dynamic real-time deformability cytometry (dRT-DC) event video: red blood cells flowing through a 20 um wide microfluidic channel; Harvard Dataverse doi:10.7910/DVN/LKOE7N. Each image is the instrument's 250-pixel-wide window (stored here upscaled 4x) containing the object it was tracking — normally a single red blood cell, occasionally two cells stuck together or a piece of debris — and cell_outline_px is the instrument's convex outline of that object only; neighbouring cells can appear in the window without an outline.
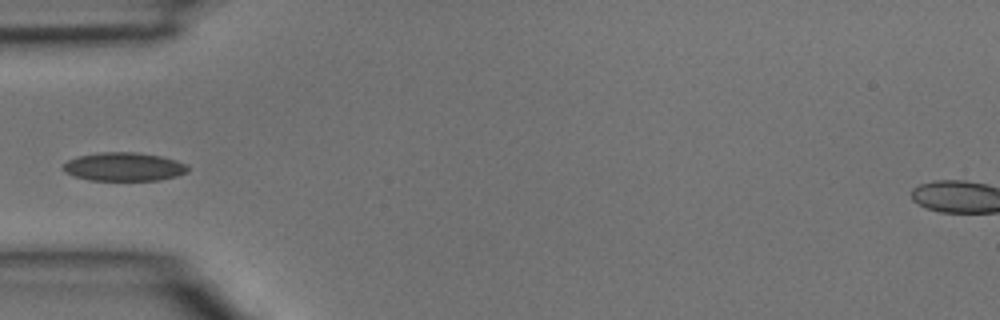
{"species": "common noctule bat (a hibernating species)", "species_latin": "Nyctalus noctula", "temperature_condition": "room temperature", "stored_images_in_passage": 1, "camera_frame_rate_fps": 3000, "um_per_image_px": 0.085, "animal": {"sex": "male", "body_mass_g": 15.6}, "frame": {"image": 1, "passage_image": 1, "time_ms": 0.0, "image_size_px": [1000, 320], "cell_outline_px": [[188, 172], [176, 176], [160, 180], [88, 180], [72, 176], [64, 172], [60, 168], [68, 160], [76, 156], [100, 152], [136, 152], [164, 156], [188, 164]], "centroid_in_image_um": [10.51, 14.17], "position_along_channel_um": 74.5, "area_um2": 21.1}}